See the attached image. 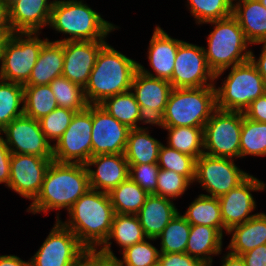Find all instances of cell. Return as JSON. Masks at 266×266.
Segmentation results:
<instances>
[{
	"label": "cell",
	"mask_w": 266,
	"mask_h": 266,
	"mask_svg": "<svg viewBox=\"0 0 266 266\" xmlns=\"http://www.w3.org/2000/svg\"><path fill=\"white\" fill-rule=\"evenodd\" d=\"M261 4L266 8V0H259Z\"/></svg>",
	"instance_id": "obj_55"
},
{
	"label": "cell",
	"mask_w": 266,
	"mask_h": 266,
	"mask_svg": "<svg viewBox=\"0 0 266 266\" xmlns=\"http://www.w3.org/2000/svg\"><path fill=\"white\" fill-rule=\"evenodd\" d=\"M157 164L160 169L177 172L192 184L195 180L196 160L169 146L161 145Z\"/></svg>",
	"instance_id": "obj_41"
},
{
	"label": "cell",
	"mask_w": 266,
	"mask_h": 266,
	"mask_svg": "<svg viewBox=\"0 0 266 266\" xmlns=\"http://www.w3.org/2000/svg\"><path fill=\"white\" fill-rule=\"evenodd\" d=\"M153 31L152 38L149 41L147 58L155 73H152L140 63H138V70L145 75L170 81L178 46L183 40L172 38L159 25Z\"/></svg>",
	"instance_id": "obj_22"
},
{
	"label": "cell",
	"mask_w": 266,
	"mask_h": 266,
	"mask_svg": "<svg viewBox=\"0 0 266 266\" xmlns=\"http://www.w3.org/2000/svg\"><path fill=\"white\" fill-rule=\"evenodd\" d=\"M168 131L167 146L195 160L204 154L203 127H162Z\"/></svg>",
	"instance_id": "obj_33"
},
{
	"label": "cell",
	"mask_w": 266,
	"mask_h": 266,
	"mask_svg": "<svg viewBox=\"0 0 266 266\" xmlns=\"http://www.w3.org/2000/svg\"><path fill=\"white\" fill-rule=\"evenodd\" d=\"M66 221H56L70 229L79 242L90 250H98L107 240L115 215L109 193L89 189L67 211Z\"/></svg>",
	"instance_id": "obj_1"
},
{
	"label": "cell",
	"mask_w": 266,
	"mask_h": 266,
	"mask_svg": "<svg viewBox=\"0 0 266 266\" xmlns=\"http://www.w3.org/2000/svg\"><path fill=\"white\" fill-rule=\"evenodd\" d=\"M89 189L85 164L52 161L46 170L40 192L27 208V212L38 214L49 210L68 211Z\"/></svg>",
	"instance_id": "obj_2"
},
{
	"label": "cell",
	"mask_w": 266,
	"mask_h": 266,
	"mask_svg": "<svg viewBox=\"0 0 266 266\" xmlns=\"http://www.w3.org/2000/svg\"><path fill=\"white\" fill-rule=\"evenodd\" d=\"M106 43V40L65 41L62 76L85 88L97 56Z\"/></svg>",
	"instance_id": "obj_19"
},
{
	"label": "cell",
	"mask_w": 266,
	"mask_h": 266,
	"mask_svg": "<svg viewBox=\"0 0 266 266\" xmlns=\"http://www.w3.org/2000/svg\"><path fill=\"white\" fill-rule=\"evenodd\" d=\"M215 86L173 88L159 127H204L216 110Z\"/></svg>",
	"instance_id": "obj_6"
},
{
	"label": "cell",
	"mask_w": 266,
	"mask_h": 266,
	"mask_svg": "<svg viewBox=\"0 0 266 266\" xmlns=\"http://www.w3.org/2000/svg\"><path fill=\"white\" fill-rule=\"evenodd\" d=\"M22 115H24V85L0 79V131Z\"/></svg>",
	"instance_id": "obj_35"
},
{
	"label": "cell",
	"mask_w": 266,
	"mask_h": 266,
	"mask_svg": "<svg viewBox=\"0 0 266 266\" xmlns=\"http://www.w3.org/2000/svg\"><path fill=\"white\" fill-rule=\"evenodd\" d=\"M157 266H207L187 253H160Z\"/></svg>",
	"instance_id": "obj_45"
},
{
	"label": "cell",
	"mask_w": 266,
	"mask_h": 266,
	"mask_svg": "<svg viewBox=\"0 0 266 266\" xmlns=\"http://www.w3.org/2000/svg\"><path fill=\"white\" fill-rule=\"evenodd\" d=\"M102 106L110 115L130 129L141 128L140 124H149L141 114V108L131 90L107 97Z\"/></svg>",
	"instance_id": "obj_30"
},
{
	"label": "cell",
	"mask_w": 266,
	"mask_h": 266,
	"mask_svg": "<svg viewBox=\"0 0 266 266\" xmlns=\"http://www.w3.org/2000/svg\"><path fill=\"white\" fill-rule=\"evenodd\" d=\"M12 33L9 23L8 3L6 0H0V34L5 38Z\"/></svg>",
	"instance_id": "obj_50"
},
{
	"label": "cell",
	"mask_w": 266,
	"mask_h": 266,
	"mask_svg": "<svg viewBox=\"0 0 266 266\" xmlns=\"http://www.w3.org/2000/svg\"><path fill=\"white\" fill-rule=\"evenodd\" d=\"M223 234L206 225H191L185 253L212 266L213 255L222 253Z\"/></svg>",
	"instance_id": "obj_27"
},
{
	"label": "cell",
	"mask_w": 266,
	"mask_h": 266,
	"mask_svg": "<svg viewBox=\"0 0 266 266\" xmlns=\"http://www.w3.org/2000/svg\"><path fill=\"white\" fill-rule=\"evenodd\" d=\"M226 253L227 254H224V256L221 258V266H245V263L241 256H237L229 252Z\"/></svg>",
	"instance_id": "obj_53"
},
{
	"label": "cell",
	"mask_w": 266,
	"mask_h": 266,
	"mask_svg": "<svg viewBox=\"0 0 266 266\" xmlns=\"http://www.w3.org/2000/svg\"><path fill=\"white\" fill-rule=\"evenodd\" d=\"M243 112L216 109L203 127L204 154L240 158Z\"/></svg>",
	"instance_id": "obj_9"
},
{
	"label": "cell",
	"mask_w": 266,
	"mask_h": 266,
	"mask_svg": "<svg viewBox=\"0 0 266 266\" xmlns=\"http://www.w3.org/2000/svg\"><path fill=\"white\" fill-rule=\"evenodd\" d=\"M186 5L198 25L233 15V0H187Z\"/></svg>",
	"instance_id": "obj_39"
},
{
	"label": "cell",
	"mask_w": 266,
	"mask_h": 266,
	"mask_svg": "<svg viewBox=\"0 0 266 266\" xmlns=\"http://www.w3.org/2000/svg\"><path fill=\"white\" fill-rule=\"evenodd\" d=\"M76 111L57 107L47 116L39 119V124L42 132L49 142L55 143L61 138L67 127L71 123Z\"/></svg>",
	"instance_id": "obj_42"
},
{
	"label": "cell",
	"mask_w": 266,
	"mask_h": 266,
	"mask_svg": "<svg viewBox=\"0 0 266 266\" xmlns=\"http://www.w3.org/2000/svg\"><path fill=\"white\" fill-rule=\"evenodd\" d=\"M11 151L6 145L3 137L0 135V184L4 183L6 187L10 181V160Z\"/></svg>",
	"instance_id": "obj_48"
},
{
	"label": "cell",
	"mask_w": 266,
	"mask_h": 266,
	"mask_svg": "<svg viewBox=\"0 0 266 266\" xmlns=\"http://www.w3.org/2000/svg\"><path fill=\"white\" fill-rule=\"evenodd\" d=\"M108 266H116L113 261Z\"/></svg>",
	"instance_id": "obj_56"
},
{
	"label": "cell",
	"mask_w": 266,
	"mask_h": 266,
	"mask_svg": "<svg viewBox=\"0 0 266 266\" xmlns=\"http://www.w3.org/2000/svg\"><path fill=\"white\" fill-rule=\"evenodd\" d=\"M85 166L91 189L110 193L129 177V164L125 154L92 156ZM93 167L97 169H91Z\"/></svg>",
	"instance_id": "obj_20"
},
{
	"label": "cell",
	"mask_w": 266,
	"mask_h": 266,
	"mask_svg": "<svg viewBox=\"0 0 266 266\" xmlns=\"http://www.w3.org/2000/svg\"><path fill=\"white\" fill-rule=\"evenodd\" d=\"M191 225L180 212L165 226L160 238V253H185Z\"/></svg>",
	"instance_id": "obj_36"
},
{
	"label": "cell",
	"mask_w": 266,
	"mask_h": 266,
	"mask_svg": "<svg viewBox=\"0 0 266 266\" xmlns=\"http://www.w3.org/2000/svg\"><path fill=\"white\" fill-rule=\"evenodd\" d=\"M266 156V123L244 116L240 136V157Z\"/></svg>",
	"instance_id": "obj_37"
},
{
	"label": "cell",
	"mask_w": 266,
	"mask_h": 266,
	"mask_svg": "<svg viewBox=\"0 0 266 266\" xmlns=\"http://www.w3.org/2000/svg\"><path fill=\"white\" fill-rule=\"evenodd\" d=\"M138 63L106 43L97 56L84 88L88 104L99 105L107 97L131 90Z\"/></svg>",
	"instance_id": "obj_3"
},
{
	"label": "cell",
	"mask_w": 266,
	"mask_h": 266,
	"mask_svg": "<svg viewBox=\"0 0 266 266\" xmlns=\"http://www.w3.org/2000/svg\"><path fill=\"white\" fill-rule=\"evenodd\" d=\"M233 16L251 45L266 41V8L259 0H233Z\"/></svg>",
	"instance_id": "obj_25"
},
{
	"label": "cell",
	"mask_w": 266,
	"mask_h": 266,
	"mask_svg": "<svg viewBox=\"0 0 266 266\" xmlns=\"http://www.w3.org/2000/svg\"><path fill=\"white\" fill-rule=\"evenodd\" d=\"M227 234H232L228 252L237 256L266 244V214L258 213L243 224L232 227Z\"/></svg>",
	"instance_id": "obj_26"
},
{
	"label": "cell",
	"mask_w": 266,
	"mask_h": 266,
	"mask_svg": "<svg viewBox=\"0 0 266 266\" xmlns=\"http://www.w3.org/2000/svg\"><path fill=\"white\" fill-rule=\"evenodd\" d=\"M192 185L184 176L177 172L160 169L155 195L176 200Z\"/></svg>",
	"instance_id": "obj_43"
},
{
	"label": "cell",
	"mask_w": 266,
	"mask_h": 266,
	"mask_svg": "<svg viewBox=\"0 0 266 266\" xmlns=\"http://www.w3.org/2000/svg\"><path fill=\"white\" fill-rule=\"evenodd\" d=\"M64 42L46 41L38 55L28 81L24 85H48L62 76Z\"/></svg>",
	"instance_id": "obj_24"
},
{
	"label": "cell",
	"mask_w": 266,
	"mask_h": 266,
	"mask_svg": "<svg viewBox=\"0 0 266 266\" xmlns=\"http://www.w3.org/2000/svg\"><path fill=\"white\" fill-rule=\"evenodd\" d=\"M8 0L9 23L13 33H41L48 26L54 0Z\"/></svg>",
	"instance_id": "obj_21"
},
{
	"label": "cell",
	"mask_w": 266,
	"mask_h": 266,
	"mask_svg": "<svg viewBox=\"0 0 266 266\" xmlns=\"http://www.w3.org/2000/svg\"><path fill=\"white\" fill-rule=\"evenodd\" d=\"M243 113L252 121L266 123V93L252 101Z\"/></svg>",
	"instance_id": "obj_47"
},
{
	"label": "cell",
	"mask_w": 266,
	"mask_h": 266,
	"mask_svg": "<svg viewBox=\"0 0 266 266\" xmlns=\"http://www.w3.org/2000/svg\"><path fill=\"white\" fill-rule=\"evenodd\" d=\"M0 135L13 154L53 159V144L47 140L36 119L26 115L15 118L0 131Z\"/></svg>",
	"instance_id": "obj_14"
},
{
	"label": "cell",
	"mask_w": 266,
	"mask_h": 266,
	"mask_svg": "<svg viewBox=\"0 0 266 266\" xmlns=\"http://www.w3.org/2000/svg\"><path fill=\"white\" fill-rule=\"evenodd\" d=\"M148 239V241H147ZM155 238H146L144 241L126 247L122 252V258L115 257L112 261L116 266H157L160 250L150 243Z\"/></svg>",
	"instance_id": "obj_40"
},
{
	"label": "cell",
	"mask_w": 266,
	"mask_h": 266,
	"mask_svg": "<svg viewBox=\"0 0 266 266\" xmlns=\"http://www.w3.org/2000/svg\"><path fill=\"white\" fill-rule=\"evenodd\" d=\"M245 266H266V244L240 255Z\"/></svg>",
	"instance_id": "obj_49"
},
{
	"label": "cell",
	"mask_w": 266,
	"mask_h": 266,
	"mask_svg": "<svg viewBox=\"0 0 266 266\" xmlns=\"http://www.w3.org/2000/svg\"><path fill=\"white\" fill-rule=\"evenodd\" d=\"M4 37L0 34V53H1V46L3 43Z\"/></svg>",
	"instance_id": "obj_54"
},
{
	"label": "cell",
	"mask_w": 266,
	"mask_h": 266,
	"mask_svg": "<svg viewBox=\"0 0 266 266\" xmlns=\"http://www.w3.org/2000/svg\"><path fill=\"white\" fill-rule=\"evenodd\" d=\"M111 262L112 260L99 250L86 249L72 266H108Z\"/></svg>",
	"instance_id": "obj_46"
},
{
	"label": "cell",
	"mask_w": 266,
	"mask_h": 266,
	"mask_svg": "<svg viewBox=\"0 0 266 266\" xmlns=\"http://www.w3.org/2000/svg\"><path fill=\"white\" fill-rule=\"evenodd\" d=\"M257 45L262 44L261 54L258 58L254 55L251 49L250 60L257 67L259 74L263 77L266 82V41L256 43Z\"/></svg>",
	"instance_id": "obj_51"
},
{
	"label": "cell",
	"mask_w": 266,
	"mask_h": 266,
	"mask_svg": "<svg viewBox=\"0 0 266 266\" xmlns=\"http://www.w3.org/2000/svg\"><path fill=\"white\" fill-rule=\"evenodd\" d=\"M162 144L150 135L148 127L130 129L125 158L129 165L157 163Z\"/></svg>",
	"instance_id": "obj_29"
},
{
	"label": "cell",
	"mask_w": 266,
	"mask_h": 266,
	"mask_svg": "<svg viewBox=\"0 0 266 266\" xmlns=\"http://www.w3.org/2000/svg\"><path fill=\"white\" fill-rule=\"evenodd\" d=\"M86 251L77 236L59 221L30 258V266H72Z\"/></svg>",
	"instance_id": "obj_13"
},
{
	"label": "cell",
	"mask_w": 266,
	"mask_h": 266,
	"mask_svg": "<svg viewBox=\"0 0 266 266\" xmlns=\"http://www.w3.org/2000/svg\"><path fill=\"white\" fill-rule=\"evenodd\" d=\"M208 23L214 28L207 37V48L203 47V49L207 65L215 74V81H217L227 68L250 60L249 45L251 44L233 15L205 24Z\"/></svg>",
	"instance_id": "obj_5"
},
{
	"label": "cell",
	"mask_w": 266,
	"mask_h": 266,
	"mask_svg": "<svg viewBox=\"0 0 266 266\" xmlns=\"http://www.w3.org/2000/svg\"><path fill=\"white\" fill-rule=\"evenodd\" d=\"M172 199L149 194L136 214L147 238H157L179 213Z\"/></svg>",
	"instance_id": "obj_23"
},
{
	"label": "cell",
	"mask_w": 266,
	"mask_h": 266,
	"mask_svg": "<svg viewBox=\"0 0 266 266\" xmlns=\"http://www.w3.org/2000/svg\"><path fill=\"white\" fill-rule=\"evenodd\" d=\"M52 161L36 155L12 153L7 187L33 201L40 192L46 170Z\"/></svg>",
	"instance_id": "obj_18"
},
{
	"label": "cell",
	"mask_w": 266,
	"mask_h": 266,
	"mask_svg": "<svg viewBox=\"0 0 266 266\" xmlns=\"http://www.w3.org/2000/svg\"><path fill=\"white\" fill-rule=\"evenodd\" d=\"M146 238L137 215L115 213L110 234L106 242L98 250L108 259L113 260L116 256L111 250L112 242L110 240L116 241L115 243L123 251L126 247L140 243Z\"/></svg>",
	"instance_id": "obj_28"
},
{
	"label": "cell",
	"mask_w": 266,
	"mask_h": 266,
	"mask_svg": "<svg viewBox=\"0 0 266 266\" xmlns=\"http://www.w3.org/2000/svg\"><path fill=\"white\" fill-rule=\"evenodd\" d=\"M130 128L102 106L92 105V156L124 154Z\"/></svg>",
	"instance_id": "obj_16"
},
{
	"label": "cell",
	"mask_w": 266,
	"mask_h": 266,
	"mask_svg": "<svg viewBox=\"0 0 266 266\" xmlns=\"http://www.w3.org/2000/svg\"><path fill=\"white\" fill-rule=\"evenodd\" d=\"M173 87L168 80L154 78L137 70L131 91L141 108L143 118L150 125H157L164 114Z\"/></svg>",
	"instance_id": "obj_17"
},
{
	"label": "cell",
	"mask_w": 266,
	"mask_h": 266,
	"mask_svg": "<svg viewBox=\"0 0 266 266\" xmlns=\"http://www.w3.org/2000/svg\"><path fill=\"white\" fill-rule=\"evenodd\" d=\"M148 195L130 177L109 193L114 212L127 215H136L145 203Z\"/></svg>",
	"instance_id": "obj_32"
},
{
	"label": "cell",
	"mask_w": 266,
	"mask_h": 266,
	"mask_svg": "<svg viewBox=\"0 0 266 266\" xmlns=\"http://www.w3.org/2000/svg\"><path fill=\"white\" fill-rule=\"evenodd\" d=\"M159 170L157 163L129 165V177L148 194H154Z\"/></svg>",
	"instance_id": "obj_44"
},
{
	"label": "cell",
	"mask_w": 266,
	"mask_h": 266,
	"mask_svg": "<svg viewBox=\"0 0 266 266\" xmlns=\"http://www.w3.org/2000/svg\"><path fill=\"white\" fill-rule=\"evenodd\" d=\"M49 85L55 95L58 107L76 112L83 111L88 107L89 104L85 98L84 88L78 84L60 76L55 78Z\"/></svg>",
	"instance_id": "obj_38"
},
{
	"label": "cell",
	"mask_w": 266,
	"mask_h": 266,
	"mask_svg": "<svg viewBox=\"0 0 266 266\" xmlns=\"http://www.w3.org/2000/svg\"><path fill=\"white\" fill-rule=\"evenodd\" d=\"M48 26L68 35L55 42L106 40L109 33L119 28L102 18L84 0H54Z\"/></svg>",
	"instance_id": "obj_4"
},
{
	"label": "cell",
	"mask_w": 266,
	"mask_h": 266,
	"mask_svg": "<svg viewBox=\"0 0 266 266\" xmlns=\"http://www.w3.org/2000/svg\"><path fill=\"white\" fill-rule=\"evenodd\" d=\"M0 266H30V259L24 261L17 255H0Z\"/></svg>",
	"instance_id": "obj_52"
},
{
	"label": "cell",
	"mask_w": 266,
	"mask_h": 266,
	"mask_svg": "<svg viewBox=\"0 0 266 266\" xmlns=\"http://www.w3.org/2000/svg\"><path fill=\"white\" fill-rule=\"evenodd\" d=\"M34 35V36H33ZM40 33H12L5 37L0 53V79L24 85L31 74L38 55L48 38Z\"/></svg>",
	"instance_id": "obj_8"
},
{
	"label": "cell",
	"mask_w": 266,
	"mask_h": 266,
	"mask_svg": "<svg viewBox=\"0 0 266 266\" xmlns=\"http://www.w3.org/2000/svg\"><path fill=\"white\" fill-rule=\"evenodd\" d=\"M235 159L202 154L196 159L195 182L207 196L219 198L242 183L250 174L240 169Z\"/></svg>",
	"instance_id": "obj_10"
},
{
	"label": "cell",
	"mask_w": 266,
	"mask_h": 266,
	"mask_svg": "<svg viewBox=\"0 0 266 266\" xmlns=\"http://www.w3.org/2000/svg\"><path fill=\"white\" fill-rule=\"evenodd\" d=\"M58 107L50 85H24V115L39 120Z\"/></svg>",
	"instance_id": "obj_34"
},
{
	"label": "cell",
	"mask_w": 266,
	"mask_h": 266,
	"mask_svg": "<svg viewBox=\"0 0 266 266\" xmlns=\"http://www.w3.org/2000/svg\"><path fill=\"white\" fill-rule=\"evenodd\" d=\"M173 88L215 86V74L209 69L204 49L182 41L177 50L172 78Z\"/></svg>",
	"instance_id": "obj_12"
},
{
	"label": "cell",
	"mask_w": 266,
	"mask_h": 266,
	"mask_svg": "<svg viewBox=\"0 0 266 266\" xmlns=\"http://www.w3.org/2000/svg\"><path fill=\"white\" fill-rule=\"evenodd\" d=\"M182 216L190 225L210 226L217 228L222 234L228 232L223 225L218 198L200 194Z\"/></svg>",
	"instance_id": "obj_31"
},
{
	"label": "cell",
	"mask_w": 266,
	"mask_h": 266,
	"mask_svg": "<svg viewBox=\"0 0 266 266\" xmlns=\"http://www.w3.org/2000/svg\"><path fill=\"white\" fill-rule=\"evenodd\" d=\"M92 105L76 112L61 138L53 143V161L85 164L92 157Z\"/></svg>",
	"instance_id": "obj_11"
},
{
	"label": "cell",
	"mask_w": 266,
	"mask_h": 266,
	"mask_svg": "<svg viewBox=\"0 0 266 266\" xmlns=\"http://www.w3.org/2000/svg\"><path fill=\"white\" fill-rule=\"evenodd\" d=\"M226 79L216 90V108L224 111H241L266 93V82L257 67L248 60L231 68Z\"/></svg>",
	"instance_id": "obj_7"
},
{
	"label": "cell",
	"mask_w": 266,
	"mask_h": 266,
	"mask_svg": "<svg viewBox=\"0 0 266 266\" xmlns=\"http://www.w3.org/2000/svg\"><path fill=\"white\" fill-rule=\"evenodd\" d=\"M265 189L266 184L264 181L250 174L237 187L218 198L221 218L227 231L258 214H250L257 206L251 192L265 191Z\"/></svg>",
	"instance_id": "obj_15"
}]
</instances>
